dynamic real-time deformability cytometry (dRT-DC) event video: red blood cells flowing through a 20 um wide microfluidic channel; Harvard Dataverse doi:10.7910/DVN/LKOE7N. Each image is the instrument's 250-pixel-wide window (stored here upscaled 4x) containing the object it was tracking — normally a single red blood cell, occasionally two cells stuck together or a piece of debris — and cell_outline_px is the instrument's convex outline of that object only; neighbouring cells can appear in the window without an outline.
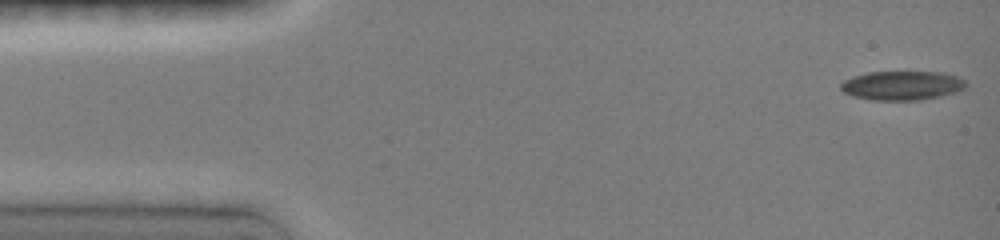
{"species": "common noctule bat (a hibernating species)", "species_latin": "Nyctalus noctula", "temperature_condition": "room temperature", "stored_images_in_passage": 26, "camera_frame_rate_fps": 3000, "um_per_image_px": 0.085, "animal": {"sex": "female", "body_mass_g": 19.0, "forearm_length_mm": 51.5}, "frame": {"image": 1, "passage_image": 1, "time_ms": 0.0, "image_size_px": [1000, 240], "cell_outline_px": [[968, 84], [964, 88], [956, 92], [940, 96], [920, 100], [872, 100], [852, 96], [844, 92], [840, 88], [840, 84], [844, 80], [852, 76], [868, 72], [944, 72], [968, 80]], "centroid_in_image_um": [76.69, 7.26], "position_along_channel_um": 8.3, "area_um2": 21.44}}
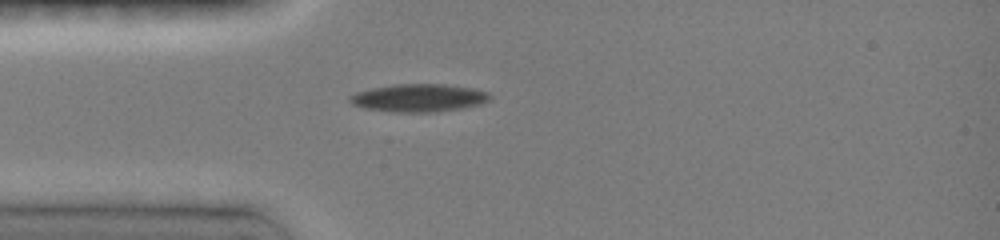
{"frame": {"image": 2, "passage_image": 17, "time_ms": 3.667, "image_size_px": [1000, 240], "cell_outline_px": [[492, 96], [488, 100], [480, 104], [464, 108], [432, 112], [396, 112], [364, 108], [352, 104], [348, 100], [348, 96], [356, 92], [372, 88], [396, 84], [444, 84], [472, 88], [488, 92]], "centroid_in_image_um": [35.58, 8.32], "position_along_channel_um": 49.4, "area_um2": 22.72}}